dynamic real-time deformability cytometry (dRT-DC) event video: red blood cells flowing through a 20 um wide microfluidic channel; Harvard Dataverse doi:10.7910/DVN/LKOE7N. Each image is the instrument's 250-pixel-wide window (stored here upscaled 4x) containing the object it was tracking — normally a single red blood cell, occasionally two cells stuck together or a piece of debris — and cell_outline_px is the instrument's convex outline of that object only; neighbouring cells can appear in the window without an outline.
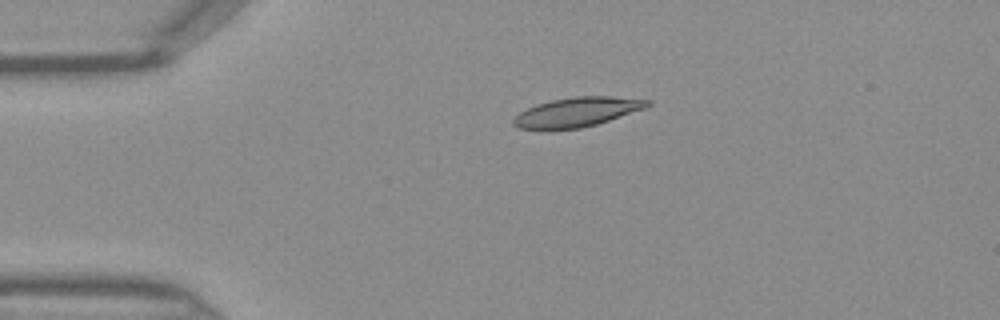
{"species": "Egyptian fruit bat (a non-hibernating species)", "species_latin": "Rousettus aegyptiacus", "temperature_condition": "warm", "stored_images_in_passage": 38, "camera_frame_rate_fps": 3000, "um_per_image_px": 0.085, "frame": {"image": 1, "passage_image": 2, "time_ms": 0.333, "image_size_px": [1000, 320], "cell_outline_px": [[652, 104], [644, 108], [596, 124], [580, 128], [520, 128], [512, 124], [512, 120], [520, 112], [536, 104], [552, 100], [572, 96], [612, 96], [652, 100]], "centroid_in_image_um": [49.07, 9.49], "position_along_channel_um": 35.9, "area_um2": 22.48}}
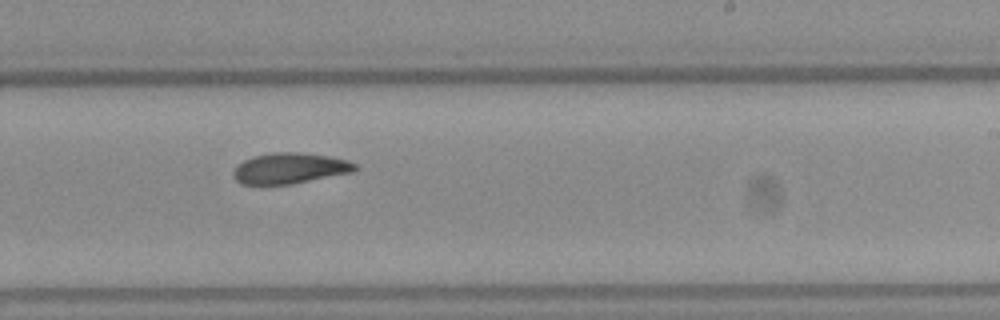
{"frame": {"image": 2, "passage_image": 20, "time_ms": 6.333, "image_size_px": [1000, 320], "cell_outline_px": [[356, 168], [352, 172], [292, 184], [240, 184], [236, 180], [232, 172], [236, 164], [252, 156], [272, 152], [300, 152], [328, 156], [344, 160], [356, 164]], "centroid_in_image_um": [24.56, 14.3], "position_along_channel_um": 264.4, "area_um2": 21.73}}
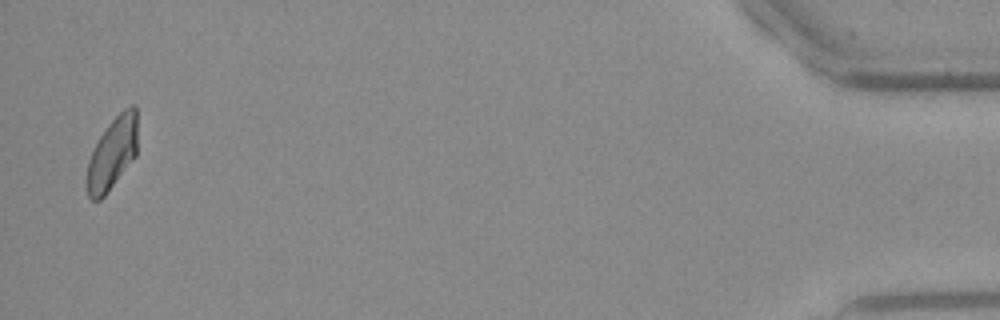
{"frame": {"image": 3, "passage_image": 37, "time_ms": 12.0, "image_size_px": [1000, 320], "cell_outline_px": [[136, 156], [104, 196], [100, 200], [92, 200], [88, 196], [84, 184], [84, 180], [88, 160], [100, 136], [108, 124], [124, 108], [132, 104], [136, 108]], "centroid_in_image_um": [9.5, 13.08], "position_along_channel_um": 425.7, "area_um2": 21.33}}